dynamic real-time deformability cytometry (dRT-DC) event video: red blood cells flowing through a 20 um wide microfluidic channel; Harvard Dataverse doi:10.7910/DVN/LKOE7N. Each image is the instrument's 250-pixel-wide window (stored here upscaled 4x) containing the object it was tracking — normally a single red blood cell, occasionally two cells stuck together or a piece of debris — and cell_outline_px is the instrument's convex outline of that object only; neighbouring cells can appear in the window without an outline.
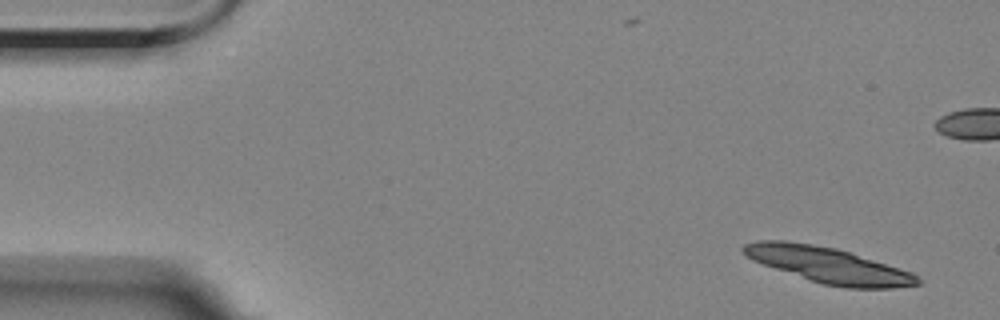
{"species": "Egyptian fruit bat (a non-hibernating species)", "species_latin": "Rousettus aegyptiacus", "temperature_condition": "room temperature", "stored_images_in_passage": 2, "camera_frame_rate_fps": 3000, "um_per_image_px": 0.085, "animal": {"sex": "female"}, "frame": {"image": 1, "passage_image": 2, "time_ms": 2.0, "image_size_px": [1000, 320], "cell_outline_px": [[920, 284], [892, 288], [844, 288], [824, 284], [752, 260], [744, 256], [740, 252], [740, 248], [744, 244], [756, 240], [784, 240], [812, 244], [836, 248], [912, 272], [920, 280]], "centroid_in_image_um": [70.36, 22.52], "position_along_channel_um": 14.6, "area_um2": 35.84}}